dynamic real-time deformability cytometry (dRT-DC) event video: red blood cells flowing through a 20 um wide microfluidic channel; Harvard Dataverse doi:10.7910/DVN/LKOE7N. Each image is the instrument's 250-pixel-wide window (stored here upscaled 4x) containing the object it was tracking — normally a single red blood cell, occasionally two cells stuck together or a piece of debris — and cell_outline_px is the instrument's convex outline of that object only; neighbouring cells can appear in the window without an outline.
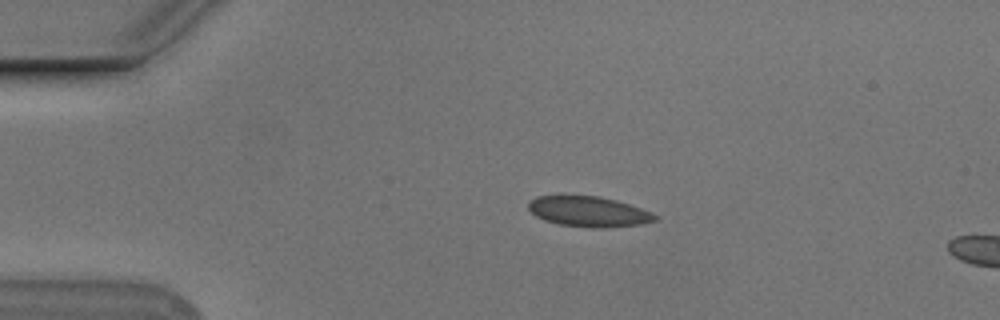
{"species": "Egyptian fruit bat (a non-hibernating species)", "species_latin": "Rousettus aegyptiacus", "temperature_condition": "cold", "stored_images_in_passage": 15, "camera_frame_rate_fps": 3000, "um_per_image_px": 0.085, "animal": {"sex": "male"}, "frame": {"image": 1, "passage_image": 11, "time_ms": 3.333, "image_size_px": [1000, 320], "cell_outline_px": [[656, 220], [640, 224], [604, 228], [592, 228], [560, 224], [544, 220], [536, 216], [528, 208], [528, 200], [536, 196], [600, 196], [616, 200], [652, 212], [656, 216]], "centroid_in_image_um": [50.01, 17.98], "position_along_channel_um": 35.0, "area_um2": 22.25}}